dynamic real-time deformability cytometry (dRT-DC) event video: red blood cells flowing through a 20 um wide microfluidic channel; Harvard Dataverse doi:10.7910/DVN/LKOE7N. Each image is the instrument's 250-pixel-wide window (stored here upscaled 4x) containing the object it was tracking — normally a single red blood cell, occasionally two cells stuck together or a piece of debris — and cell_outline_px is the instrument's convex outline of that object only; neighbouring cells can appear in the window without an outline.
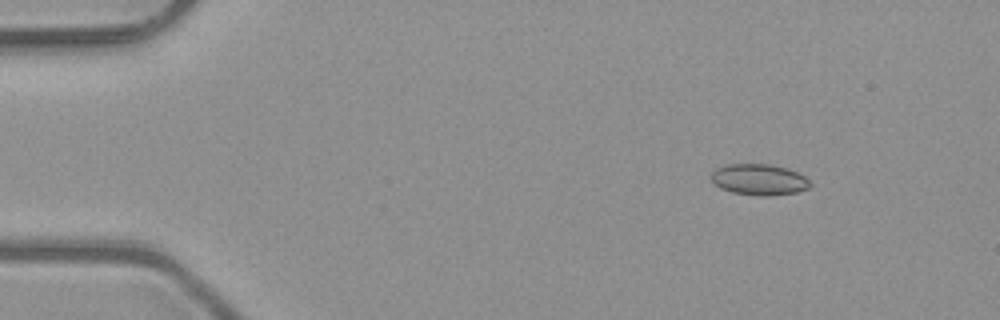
{"species": "common noctule bat (a hibernating species)", "species_latin": "Nyctalus noctula", "temperature_condition": "room temperature", "stored_images_in_passage": 5, "camera_frame_rate_fps": 3000, "um_per_image_px": 0.085, "animal": {"sex": "male", "body_mass_g": 23.1, "forearm_length_mm": 52.7}, "frame": {"image": 1, "passage_image": 1, "time_ms": 0.0, "image_size_px": [1000, 320], "cell_outline_px": [[812, 184], [808, 188], [796, 192], [768, 196], [760, 196], [732, 192], [720, 188], [712, 180], [712, 172], [716, 168], [724, 164], [772, 164], [788, 168], [804, 176]], "centroid_in_image_um": [64.52, 15.25], "position_along_channel_um": 20.5, "area_um2": 17.92}}
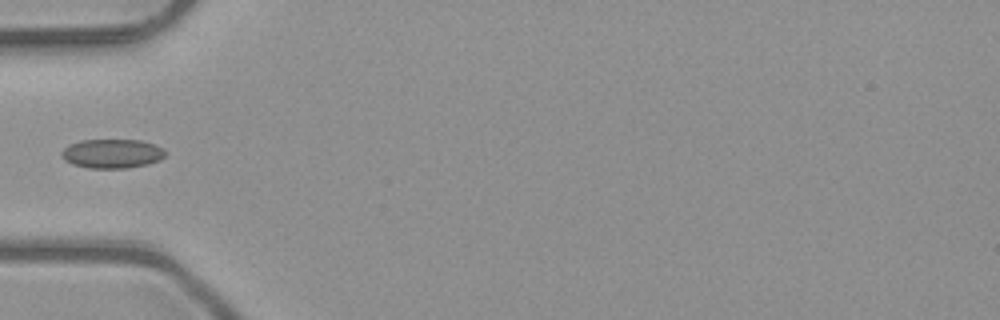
{"frame": {"image": 2, "passage_image": 4, "time_ms": 1.0, "image_size_px": [1000, 320], "cell_outline_px": [[168, 152], [160, 160], [148, 164], [128, 168], [88, 168], [72, 164], [64, 160], [60, 156], [60, 152], [64, 148], [80, 140], [140, 140], [164, 148]], "centroid_in_image_um": [9.53, 13.06], "position_along_channel_um": 75.5, "area_um2": 17.74}}
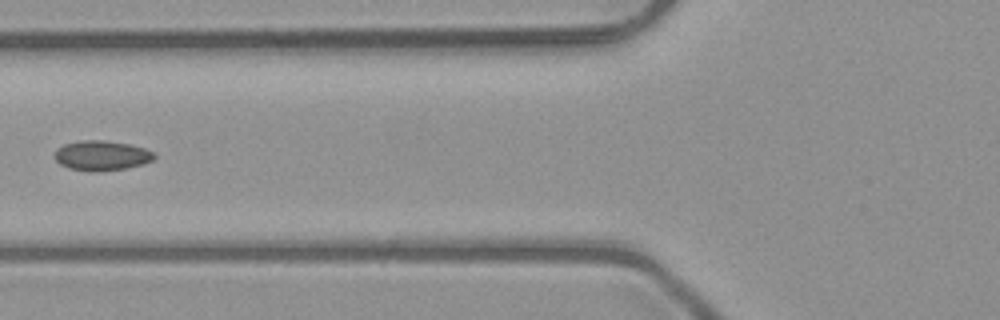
{"frame": {"image": 3, "passage_image": 5, "time_ms": 1.333, "image_size_px": [1000, 320], "cell_outline_px": [[156, 156], [152, 160], [144, 164], [124, 168], [100, 172], [88, 172], [68, 168], [60, 164], [56, 160], [56, 148], [64, 144], [80, 140], [104, 140], [128, 144], [144, 148], [156, 152]], "centroid_in_image_um": [8.65, 13.23], "position_along_channel_um": 117.2, "area_um2": 17.51}}